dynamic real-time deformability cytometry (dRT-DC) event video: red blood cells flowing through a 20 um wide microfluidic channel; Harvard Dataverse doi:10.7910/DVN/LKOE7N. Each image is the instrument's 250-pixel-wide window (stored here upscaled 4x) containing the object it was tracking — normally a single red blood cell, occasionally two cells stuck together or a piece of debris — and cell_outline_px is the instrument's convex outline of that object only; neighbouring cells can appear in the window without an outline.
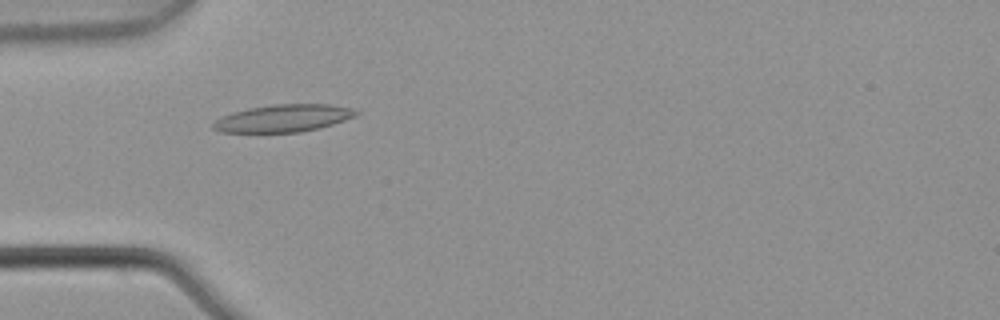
{"species": "common noctule bat (a hibernating species)", "species_latin": "Nyctalus noctula", "temperature_condition": "warm", "stored_images_in_passage": 5, "camera_frame_rate_fps": 3000, "um_per_image_px": 0.085, "animal": {"sex": "male", "body_mass_g": 21.5, "forearm_length_mm": 52.0}, "frame": {"image": 1, "passage_image": 4, "time_ms": 1.0, "image_size_px": [1000, 320], "cell_outline_px": [[360, 112], [356, 116], [332, 124], [300, 132], [220, 132], [212, 128], [212, 124], [216, 120], [232, 112], [248, 108], [272, 104], [328, 104], [352, 108]], "centroid_in_image_um": [24.08, 10.04], "position_along_channel_um": 60.9, "area_um2": 22.66}}
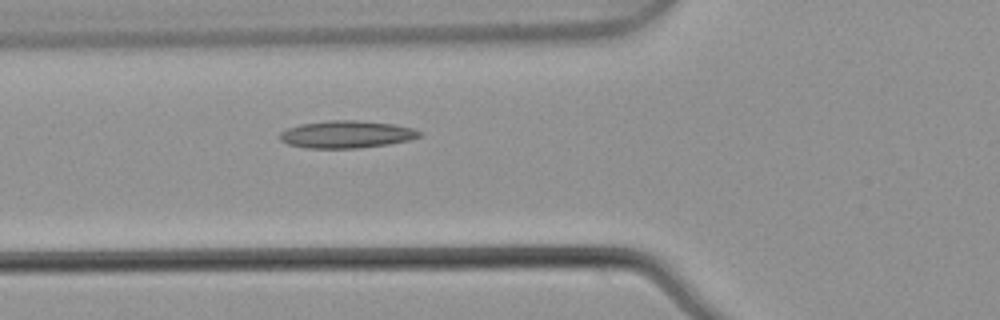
{"frame": {"image": 2, "passage_image": 5, "time_ms": 1.333, "image_size_px": [1000, 320], "cell_outline_px": [[424, 136], [408, 140], [388, 144], [360, 148], [308, 148], [288, 144], [280, 140], [276, 136], [280, 132], [288, 128], [300, 124], [328, 120], [360, 120], [396, 124], [412, 128], [424, 132]], "centroid_in_image_um": [29.48, 11.41], "position_along_channel_um": 96.3, "area_um2": 22.6}}